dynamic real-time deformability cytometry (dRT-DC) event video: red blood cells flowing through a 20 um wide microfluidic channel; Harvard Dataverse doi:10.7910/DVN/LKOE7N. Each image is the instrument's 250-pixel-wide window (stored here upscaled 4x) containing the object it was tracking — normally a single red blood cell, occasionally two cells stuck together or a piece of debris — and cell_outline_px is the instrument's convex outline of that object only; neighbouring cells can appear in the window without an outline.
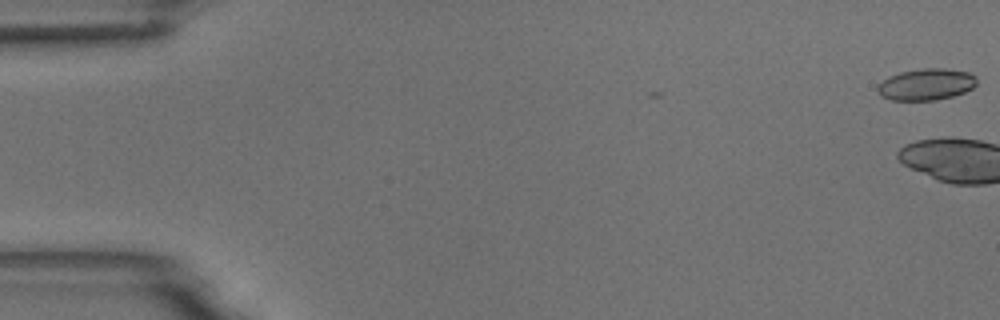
{"species": "common noctule bat (a hibernating species)", "species_latin": "Nyctalus noctula", "temperature_condition": "room temperature", "stored_images_in_passage": 4, "camera_frame_rate_fps": 3000, "um_per_image_px": 0.085, "animal": {"sex": "male", "body_mass_g": 18.8}, "frame": {"image": 1, "passage_image": 1, "time_ms": 0.0, "image_size_px": [1000, 320], "cell_outline_px": [[976, 84], [972, 88], [964, 92], [952, 96], [936, 100], [892, 100], [880, 96], [876, 88], [888, 76], [900, 72], [924, 68], [944, 68], [968, 72], [976, 76]], "centroid_in_image_um": [78.72, 7.17], "position_along_channel_um": 6.3, "area_um2": 18.21}}